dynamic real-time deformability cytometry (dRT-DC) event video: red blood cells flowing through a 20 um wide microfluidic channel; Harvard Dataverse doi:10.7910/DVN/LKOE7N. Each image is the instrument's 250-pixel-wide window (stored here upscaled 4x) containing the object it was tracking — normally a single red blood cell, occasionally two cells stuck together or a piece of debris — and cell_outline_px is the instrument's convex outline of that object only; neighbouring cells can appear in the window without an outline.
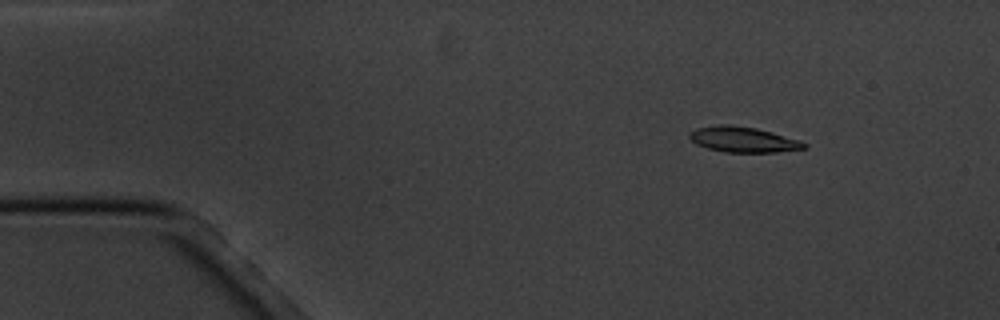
{"species": "common noctule bat (a hibernating species)", "species_latin": "Nyctalus noctula", "temperature_condition": "cold", "stored_images_in_passage": 5, "camera_frame_rate_fps": 3000, "um_per_image_px": 0.085, "animal": {"sex": "male", "body_mass_g": 20.1, "forearm_length_mm": 53.5}, "frame": {"image": 1, "passage_image": 3, "time_ms": 2.0, "image_size_px": [1000, 320], "cell_outline_px": [[808, 144], [804, 148], [776, 152], [724, 152], [708, 148], [696, 144], [688, 136], [688, 132], [696, 128], [720, 124], [732, 124], [756, 128], [772, 132], [800, 140]], "centroid_in_image_um": [63.14, 11.85], "position_along_channel_um": 21.9, "area_um2": 17.05}}